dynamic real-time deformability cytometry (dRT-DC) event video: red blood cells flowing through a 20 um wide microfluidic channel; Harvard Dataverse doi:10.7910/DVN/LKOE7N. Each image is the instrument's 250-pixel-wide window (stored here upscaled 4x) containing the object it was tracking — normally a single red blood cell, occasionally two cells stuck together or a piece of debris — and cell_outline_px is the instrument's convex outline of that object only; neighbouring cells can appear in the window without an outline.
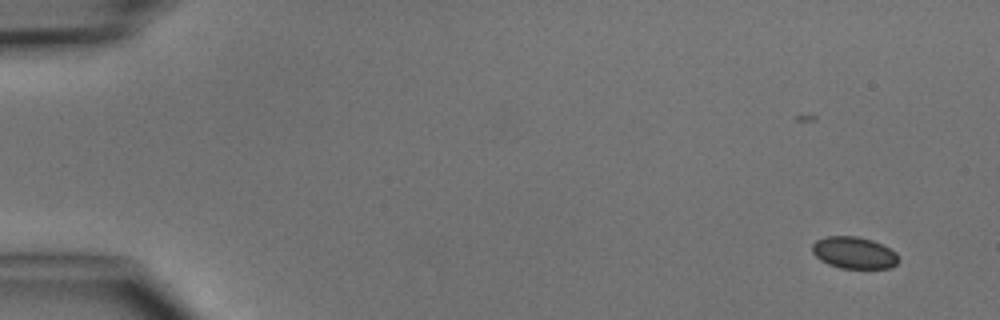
{"species": "common noctule bat (a hibernating species)", "species_latin": "Nyctalus noctula", "temperature_condition": "cold", "stored_images_in_passage": 6, "camera_frame_rate_fps": 3000, "um_per_image_px": 0.085, "animal": {"sex": "male", "body_mass_g": 15.6}, "frame": {"image": 1, "passage_image": 2, "time_ms": 1.333, "image_size_px": [1000, 320], "cell_outline_px": [[900, 260], [892, 268], [840, 268], [828, 264], [820, 260], [812, 252], [812, 244], [816, 240], [824, 236], [856, 236], [872, 240], [896, 252], [900, 256]], "centroid_in_image_um": [72.59, 21.48], "position_along_channel_um": 12.4, "area_um2": 16.13}}
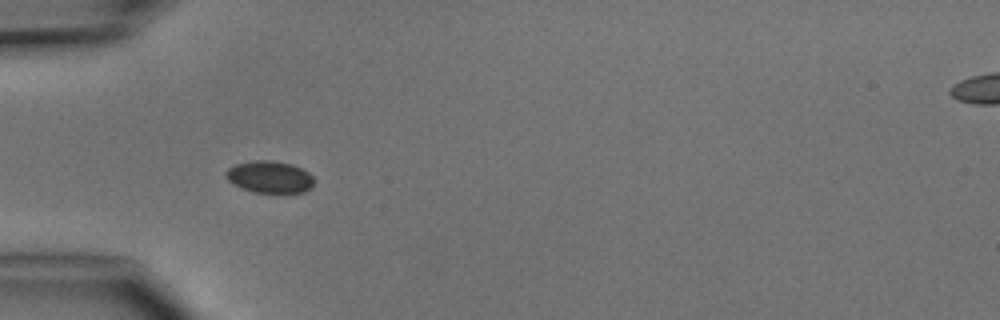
{"frame": {"image": 2, "passage_image": 5, "time_ms": 5.667, "image_size_px": [1000, 320], "cell_outline_px": [[312, 188], [304, 192], [280, 196], [252, 192], [228, 180], [224, 176], [224, 172], [228, 168], [236, 164], [256, 160], [268, 160], [292, 164], [308, 172], [312, 176]], "centroid_in_image_um": [22.94, 15.09], "position_along_channel_um": 62.1, "area_um2": 16.94}}